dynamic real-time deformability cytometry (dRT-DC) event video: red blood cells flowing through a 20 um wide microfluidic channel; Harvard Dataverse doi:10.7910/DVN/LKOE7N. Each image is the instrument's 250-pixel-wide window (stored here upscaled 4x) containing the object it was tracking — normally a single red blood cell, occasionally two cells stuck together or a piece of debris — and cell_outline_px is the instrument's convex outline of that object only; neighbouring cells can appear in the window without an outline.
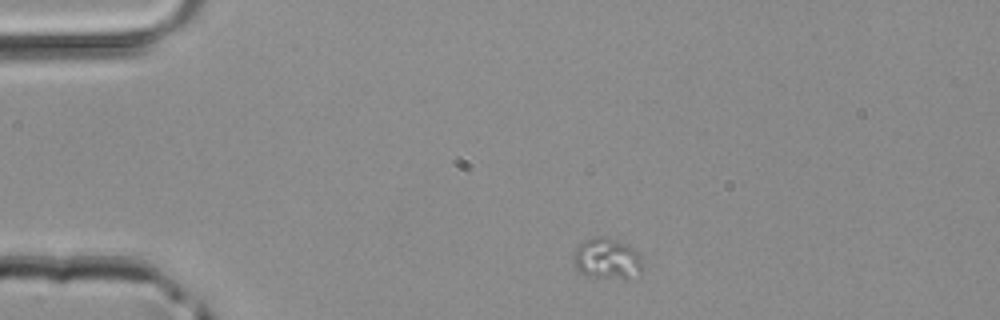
{"species": "common noctule bat (a hibernating species)", "species_latin": "Nyctalus noctula", "temperature_condition": "room temperature", "stored_images_in_passage": 2, "camera_frame_rate_fps": 3000, "um_per_image_px": 0.085, "animal": {"sex": "male", "body_mass_g": 20.4}, "frame": {"image": 1, "passage_image": 1, "time_ms": 0.0, "image_size_px": [1000, 320], "cell_outline_px": [[644, 272], [640, 276], [628, 280], [592, 276], [580, 272], [576, 268], [572, 260], [572, 256], [576, 248], [584, 240], [600, 236], [608, 236], [628, 244], [640, 256]], "centroid_in_image_um": [51.64, 22.01], "position_along_channel_um": 33.4, "area_um2": 16.99}}